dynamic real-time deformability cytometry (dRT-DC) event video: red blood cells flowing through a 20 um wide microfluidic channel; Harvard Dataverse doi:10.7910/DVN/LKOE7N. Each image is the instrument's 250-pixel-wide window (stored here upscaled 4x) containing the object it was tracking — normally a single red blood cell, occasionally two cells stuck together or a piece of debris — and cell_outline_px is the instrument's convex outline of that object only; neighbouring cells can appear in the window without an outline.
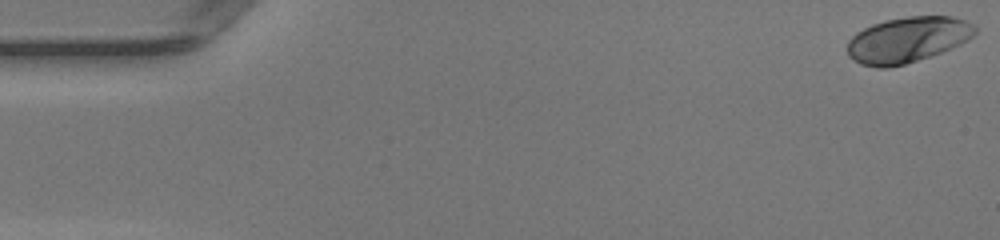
{"species": "human", "species_latin": "Homo sapiens", "temperature_condition": "warm", "stored_images_in_passage": 50, "camera_frame_rate_fps": 3000, "um_per_image_px": 0.085, "donor": {"sex": "female"}, "frame": {"image": 1, "passage_image": 1, "time_ms": 0.0, "image_size_px": [1000, 240], "cell_outline_px": [[976, 32], [968, 40], [960, 44], [940, 52], [904, 64], [888, 68], [876, 68], [860, 64], [848, 56], [848, 40], [856, 32], [872, 24], [888, 20], [908, 16], [952, 16], [976, 24]], "centroid_in_image_um": [77.13, 3.37], "position_along_channel_um": 7.9, "area_um2": 33.87}}
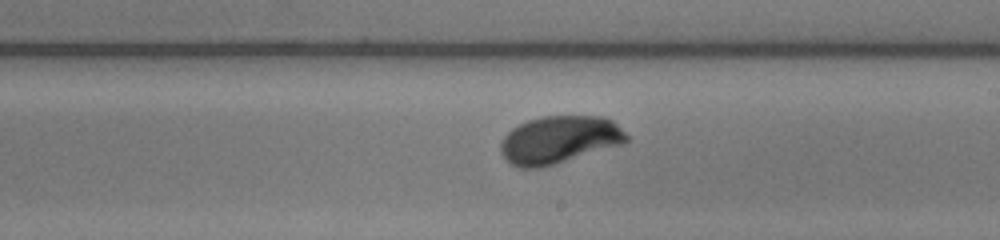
{"frame": {"image": 2, "passage_image": 29, "time_ms": 9.333, "image_size_px": [1000, 240], "cell_outline_px": [[628, 140], [624, 144], [540, 168], [520, 168], [512, 164], [500, 152], [500, 144], [504, 136], [512, 128], [528, 120], [544, 116], [604, 116], [612, 120], [628, 136]], "centroid_in_image_um": [47.54, 11.87], "position_along_channel_um": 241.5, "area_um2": 34.8}}
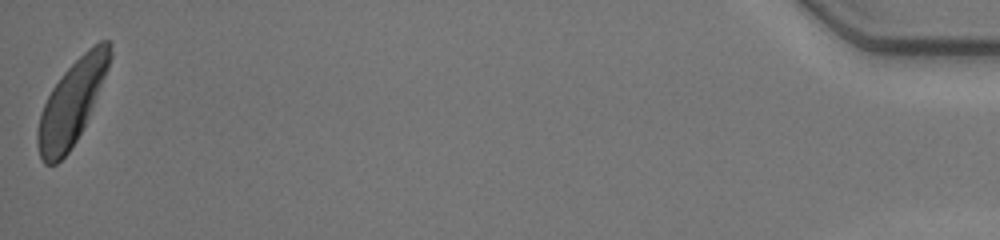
{"frame": {"image": 3, "passage_image": 50, "time_ms": 16.333, "image_size_px": [1000, 240], "cell_outline_px": [[112, 56], [88, 116], [76, 140], [68, 152], [56, 164], [44, 164], [40, 156], [36, 140], [36, 132], [40, 116], [44, 104], [52, 88], [60, 76], [88, 48], [100, 40], [108, 40], [112, 44]], "centroid_in_image_um": [6.08, 8.72], "position_along_channel_um": 429.1, "area_um2": 34.33}, "authors_computed_cell_mechanics": {"area_um2": 34.1309, "velocity_mm_per_s": 4.135, "shape_relaxation_time_tau1_ms": 1.8335, "shape_relaxation_time_tau2_ms": null, "deformation_change_tau1": 0.1482, "deformation_change_tau2": null}}